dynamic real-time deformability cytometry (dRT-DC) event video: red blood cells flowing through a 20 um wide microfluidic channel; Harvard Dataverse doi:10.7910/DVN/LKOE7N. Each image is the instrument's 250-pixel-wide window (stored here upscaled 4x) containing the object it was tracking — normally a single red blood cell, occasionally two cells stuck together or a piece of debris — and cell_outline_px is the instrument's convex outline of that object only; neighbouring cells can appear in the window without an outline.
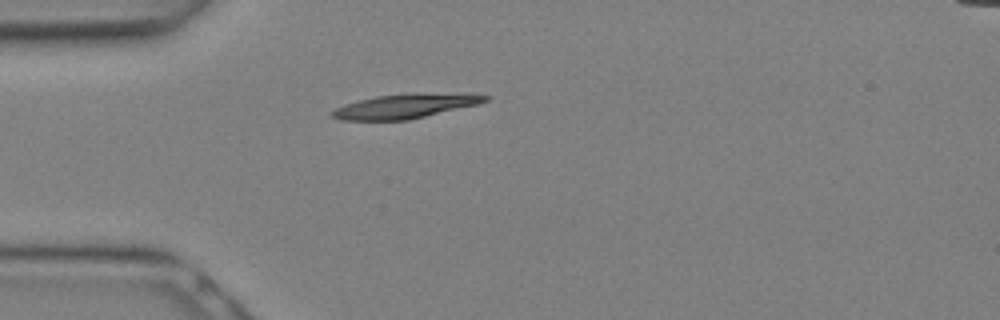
{"species": "Egyptian fruit bat (a non-hibernating species)", "species_latin": "Rousettus aegyptiacus", "temperature_condition": "warm", "stored_images_in_passage": 5, "camera_frame_rate_fps": 3000, "um_per_image_px": 0.085, "animal": {"sex": "female"}, "frame": {"image": 1, "passage_image": 1, "time_ms": 0.0, "image_size_px": [1000, 320], "cell_outline_px": [[492, 96], [488, 100], [480, 104], [408, 120], [340, 120], [332, 116], [328, 112], [344, 104], [376, 96], [416, 92]], "centroid_in_image_um": [34.41, 9.02], "position_along_channel_um": 50.6, "area_um2": 21.68}}
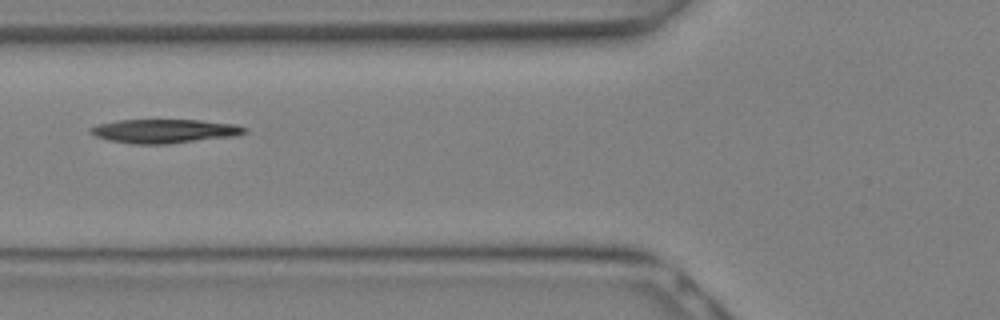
{"frame": {"image": 2, "passage_image": 4, "time_ms": 1.0, "image_size_px": [1000, 320], "cell_outline_px": [[248, 132], [236, 136], [168, 144], [132, 144], [108, 140], [96, 136], [88, 132], [88, 128], [100, 124], [120, 120], [200, 120], [236, 124], [248, 128]], "centroid_in_image_um": [14.01, 11.15], "position_along_channel_um": 111.8, "area_um2": 21.62}}